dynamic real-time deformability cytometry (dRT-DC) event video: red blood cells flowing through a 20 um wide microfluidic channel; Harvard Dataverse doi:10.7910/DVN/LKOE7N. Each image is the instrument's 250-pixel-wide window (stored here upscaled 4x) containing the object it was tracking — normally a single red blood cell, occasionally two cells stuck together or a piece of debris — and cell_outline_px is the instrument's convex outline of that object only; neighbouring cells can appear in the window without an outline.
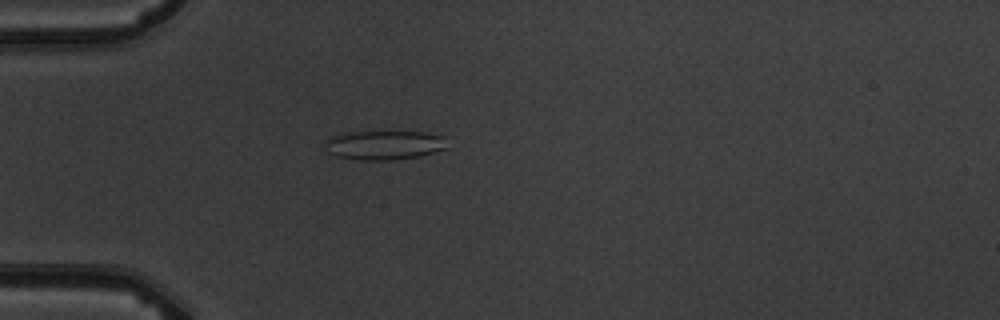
{"species": "common noctule bat (a hibernating species)", "species_latin": "Nyctalus noctula", "temperature_condition": "warm", "stored_images_in_passage": 4, "camera_frame_rate_fps": 3000, "um_per_image_px": 0.085, "animal": {"sex": "male", "body_mass_g": 19.5, "forearm_length_mm": 54.6}, "frame": {"image": 1, "passage_image": 2, "time_ms": 1.333, "image_size_px": [1000, 320], "cell_outline_px": [[444, 148], [420, 156], [392, 160], [360, 160], [336, 156], [328, 152], [324, 144], [332, 136], [344, 132], [424, 132], [444, 136]], "centroid_in_image_um": [32.6, 12.33], "position_along_channel_um": 52.4, "area_um2": 20.52}}